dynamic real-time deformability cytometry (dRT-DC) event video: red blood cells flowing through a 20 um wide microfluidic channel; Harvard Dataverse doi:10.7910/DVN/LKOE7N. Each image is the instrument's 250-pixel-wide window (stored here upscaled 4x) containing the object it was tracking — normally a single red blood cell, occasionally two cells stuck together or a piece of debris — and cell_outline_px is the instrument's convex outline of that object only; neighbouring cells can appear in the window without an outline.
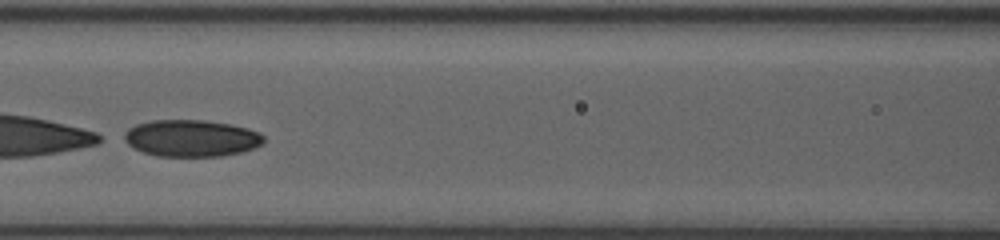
{"species": "human", "species_latin": "Homo sapiens", "temperature_condition": "room temperature", "stored_images_in_passage": 40, "segment_of_instrument_passage": [2, 2], "camera_frame_rate_fps": 3000, "um_per_image_px": 0.085, "donor": {"sex": "female"}, "frame": {"image": 1, "passage_image": 14, "time_ms": 4.333, "image_size_px": [1000, 240], "cell_outline_px": [[264, 140], [256, 148], [224, 156], [156, 156], [144, 152], [128, 144], [124, 140], [124, 132], [128, 128], [136, 124], [152, 120], [204, 120], [228, 124], [248, 128], [260, 132], [264, 136]], "centroid_in_image_um": [16.27, 11.74], "position_along_channel_um": 150.3, "area_um2": 29.94}}
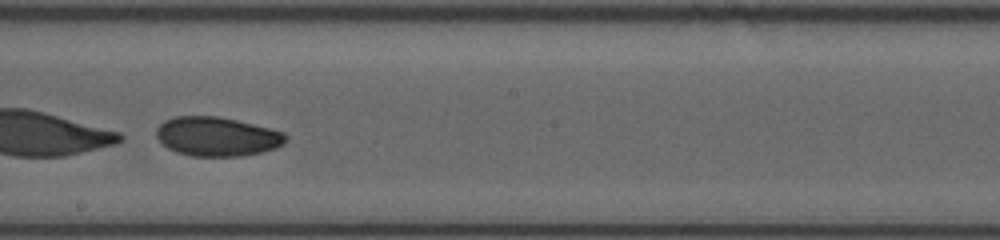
{"frame": {"image": 2, "passage_image": 20, "time_ms": 6.333, "image_size_px": [1000, 240], "cell_outline_px": [[288, 136], [284, 144], [276, 148], [260, 152], [240, 156], [192, 156], [176, 152], [168, 148], [156, 136], [156, 128], [164, 120], [176, 116], [216, 116], [236, 120], [284, 132]], "centroid_in_image_um": [18.44, 11.6], "position_along_channel_um": 229.8, "area_um2": 29.42}}
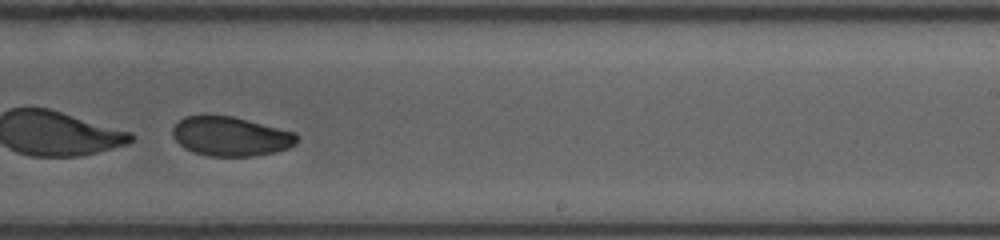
{"frame": {"image": 3, "passage_image": 23, "time_ms": 7.333, "image_size_px": [1000, 240], "cell_outline_px": [[296, 144], [288, 148], [272, 152], [252, 156], [208, 156], [192, 152], [184, 148], [172, 136], [172, 128], [184, 116], [232, 116], [296, 132]], "centroid_in_image_um": [19.58, 11.59], "position_along_channel_um": 269.4, "area_um2": 28.26}}